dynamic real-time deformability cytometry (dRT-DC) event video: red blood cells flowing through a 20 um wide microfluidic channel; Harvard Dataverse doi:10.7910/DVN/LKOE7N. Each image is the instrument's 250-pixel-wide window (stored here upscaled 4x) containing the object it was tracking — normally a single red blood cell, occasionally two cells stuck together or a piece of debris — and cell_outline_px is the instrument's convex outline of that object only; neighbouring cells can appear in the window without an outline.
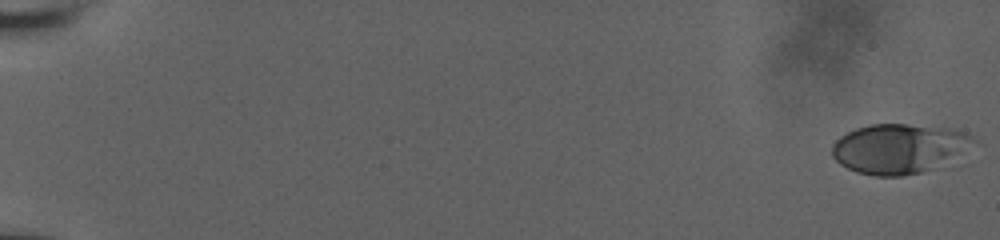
{"species": "human", "species_latin": "Homo sapiens", "temperature_condition": "room temperature", "stored_images_in_passage": 57, "camera_frame_rate_fps": 3000, "um_per_image_px": 0.085, "donor": {"sex": "male"}, "frame": {"image": 1, "passage_image": 1, "time_ms": 0.0, "image_size_px": [1000, 240], "cell_outline_px": [[980, 144], [932, 168], [920, 172], [900, 176], [876, 176], [856, 172], [840, 164], [832, 156], [832, 144], [840, 136], [856, 128], [868, 124], [908, 124], [948, 128], [964, 132], [972, 136]], "centroid_in_image_um": [76.42, 12.61], "position_along_channel_um": 8.6, "area_um2": 40.92}}
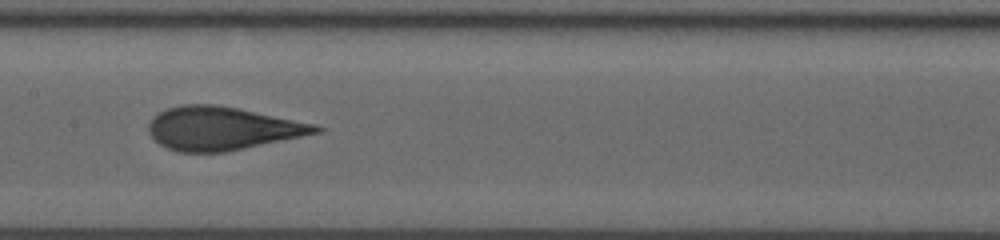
{"frame": {"image": 2, "passage_image": 32, "time_ms": 10.333, "image_size_px": [1000, 240], "cell_outline_px": [[324, 128], [320, 132], [228, 152], [180, 152], [168, 148], [160, 144], [148, 132], [148, 124], [152, 116], [168, 108], [180, 104], [216, 104], [240, 108], [316, 124]], "centroid_in_image_um": [18.88, 10.9], "position_along_channel_um": 188.5, "area_um2": 42.25}}
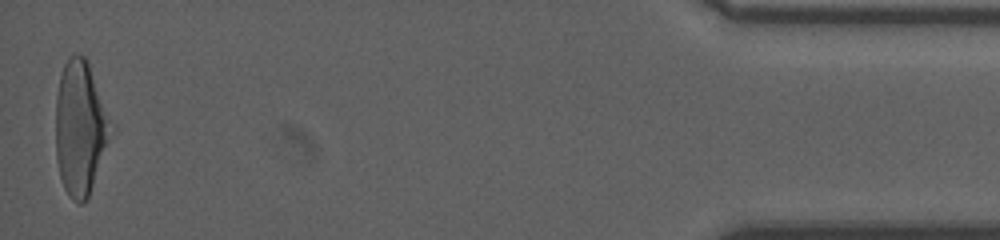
{"frame": {"image": 3, "passage_image": 57, "time_ms": 18.667, "image_size_px": [1000, 240], "cell_outline_px": [[116, 128], [88, 196], [80, 204], [72, 200], [68, 196], [64, 188], [60, 176], [56, 160], [56, 96], [60, 76], [64, 64], [68, 56], [76, 52], [84, 56], [88, 60], [116, 124]], "centroid_in_image_um": [6.88, 10.81], "position_along_channel_um": 428.3, "area_um2": 44.62}, "authors_computed_cell_mechanics": {"area_um2": 41.4426, "velocity_mm_per_s": 3.8358, "shape_relaxation_time_tau1_ms": 5.7473, "shape_relaxation_time_tau2_ms": 0.7859, "deformation_change_tau1": 0.2013, "deformation_change_tau2": 0.0892}}